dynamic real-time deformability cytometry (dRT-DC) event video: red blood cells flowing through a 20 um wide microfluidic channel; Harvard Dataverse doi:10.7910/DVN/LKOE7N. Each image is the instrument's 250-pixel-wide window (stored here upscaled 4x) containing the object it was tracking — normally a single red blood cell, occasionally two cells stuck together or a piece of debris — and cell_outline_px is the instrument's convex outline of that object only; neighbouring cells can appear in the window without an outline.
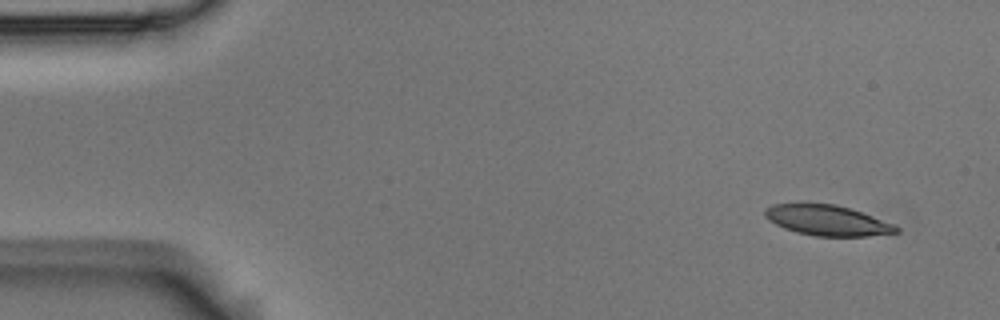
{"species": "Egyptian fruit bat (a non-hibernating species)", "species_latin": "Rousettus aegyptiacus", "temperature_condition": "room temperature", "stored_images_in_passage": 3, "camera_frame_rate_fps": 3000, "um_per_image_px": 0.085, "animal": {"sex": "male"}, "frame": {"image": 1, "passage_image": 1, "time_ms": 0.0, "image_size_px": [1000, 320], "cell_outline_px": [[900, 232], [868, 236], [816, 236], [796, 232], [784, 228], [768, 220], [764, 216], [764, 208], [772, 204], [836, 204], [896, 224], [900, 228]], "centroid_in_image_um": [70.32, 18.74], "position_along_channel_um": 14.7, "area_um2": 23.18}}